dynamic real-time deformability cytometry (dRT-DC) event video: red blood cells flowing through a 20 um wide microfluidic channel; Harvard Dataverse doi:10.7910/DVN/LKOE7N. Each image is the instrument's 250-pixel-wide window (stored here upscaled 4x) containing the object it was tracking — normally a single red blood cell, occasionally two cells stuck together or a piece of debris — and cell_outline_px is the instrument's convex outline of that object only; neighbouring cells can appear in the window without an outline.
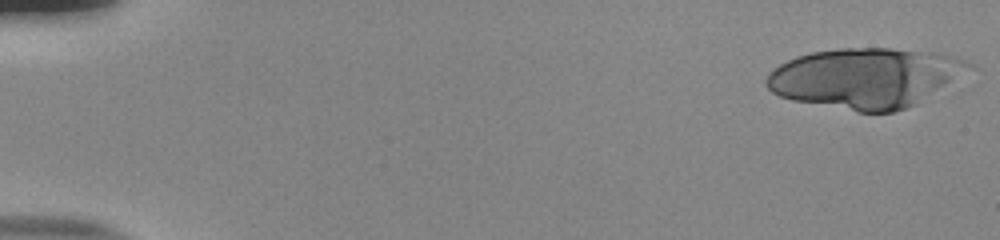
{"species": "human", "species_latin": "Homo sapiens", "temperature_condition": "room temperature", "stored_images_in_passage": 19, "camera_frame_rate_fps": 3000, "um_per_image_px": 0.085, "donor": {"sex": "male"}, "frame": {"image": 1, "passage_image": 1, "time_ms": 0.0, "image_size_px": [1000, 240], "cell_outline_px": [[972, 64], [912, 104], [904, 108], [892, 112], [860, 112], [792, 100], [780, 96], [772, 92], [764, 84], [764, 80], [768, 72], [772, 68], [796, 56], [812, 52], [840, 48], [892, 48], [936, 52], [956, 56]], "centroid_in_image_um": [73.37, 6.59], "position_along_channel_um": 11.6, "area_um2": 69.07}}